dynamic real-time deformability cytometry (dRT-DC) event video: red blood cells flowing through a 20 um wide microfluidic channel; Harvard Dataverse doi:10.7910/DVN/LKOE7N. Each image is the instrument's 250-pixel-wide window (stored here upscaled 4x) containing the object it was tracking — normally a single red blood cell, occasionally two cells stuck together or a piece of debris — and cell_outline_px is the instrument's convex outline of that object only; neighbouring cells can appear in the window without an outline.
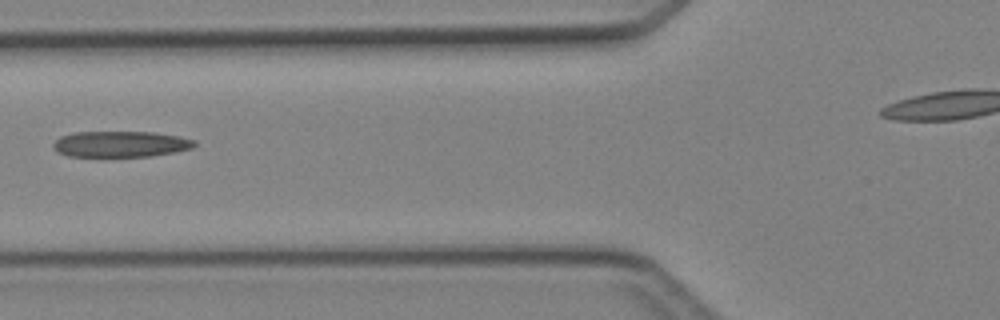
{"species": "Egyptian fruit bat (a non-hibernating species)", "species_latin": "Rousettus aegyptiacus", "temperature_condition": "cold", "stored_images_in_passage": 5, "camera_frame_rate_fps": 3000, "um_per_image_px": 0.085, "animal": {"sex": "female"}, "frame": {"image": 1, "passage_image": 4, "time_ms": 3.667, "image_size_px": [1000, 320], "cell_outline_px": [[196, 144], [192, 148], [176, 152], [152, 156], [68, 156], [56, 152], [52, 148], [52, 144], [60, 136], [72, 132], [152, 132], [180, 136], [196, 140]], "centroid_in_image_um": [10.24, 12.24], "position_along_channel_um": 115.6, "area_um2": 21.56}}
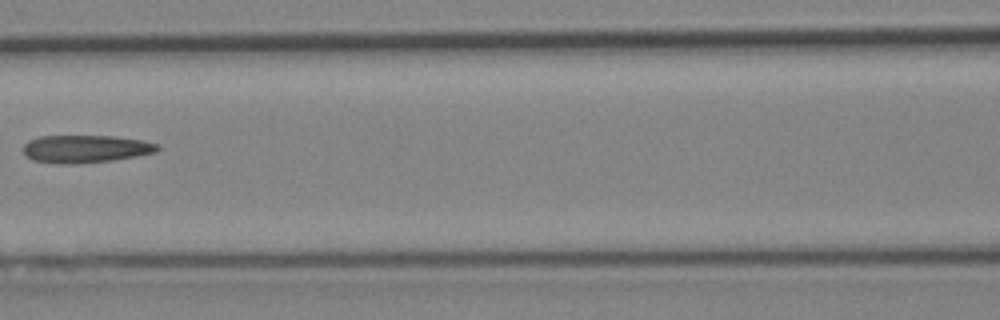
{"frame": {"image": 2, "passage_image": 5, "time_ms": 4.667, "image_size_px": [1000, 320], "cell_outline_px": [[160, 148], [156, 152], [136, 156], [112, 160], [76, 164], [56, 164], [32, 160], [24, 156], [24, 144], [28, 140], [40, 136], [116, 136], [144, 140], [160, 144]], "centroid_in_image_um": [7.27, 12.65], "position_along_channel_um": 159.3, "area_um2": 21.96}}